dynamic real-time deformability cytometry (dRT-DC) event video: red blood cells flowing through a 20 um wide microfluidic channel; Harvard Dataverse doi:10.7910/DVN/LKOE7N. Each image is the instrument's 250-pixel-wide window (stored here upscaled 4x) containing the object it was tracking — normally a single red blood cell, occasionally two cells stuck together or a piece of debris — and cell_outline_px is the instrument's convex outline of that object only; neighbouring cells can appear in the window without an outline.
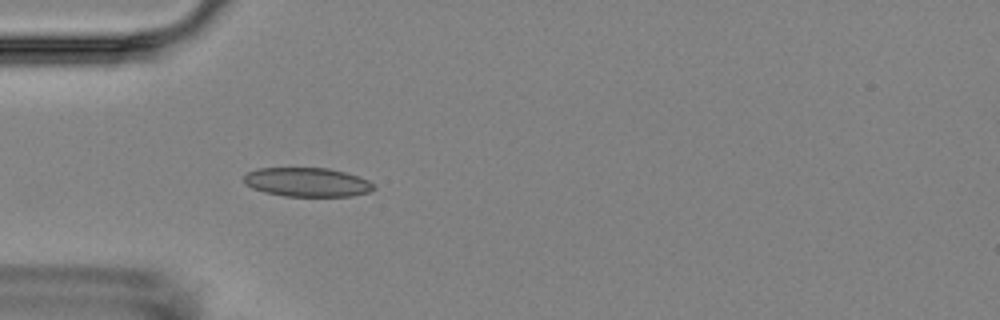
{"species": "Egyptian fruit bat (a non-hibernating species)", "species_latin": "Rousettus aegyptiacus", "temperature_condition": "room temperature", "stored_images_in_passage": 1, "camera_frame_rate_fps": 3000, "um_per_image_px": 0.085, "animal": {"sex": "female"}, "frame": {"image": 1, "passage_image": 1, "time_ms": 0.0, "image_size_px": [1000, 320], "cell_outline_px": [[376, 188], [368, 192], [352, 196], [284, 196], [264, 192], [252, 188], [244, 184], [244, 176], [248, 172], [256, 168], [328, 168], [344, 172], [368, 180]], "centroid_in_image_um": [26.07, 15.49], "position_along_channel_um": 58.9, "area_um2": 21.91}}